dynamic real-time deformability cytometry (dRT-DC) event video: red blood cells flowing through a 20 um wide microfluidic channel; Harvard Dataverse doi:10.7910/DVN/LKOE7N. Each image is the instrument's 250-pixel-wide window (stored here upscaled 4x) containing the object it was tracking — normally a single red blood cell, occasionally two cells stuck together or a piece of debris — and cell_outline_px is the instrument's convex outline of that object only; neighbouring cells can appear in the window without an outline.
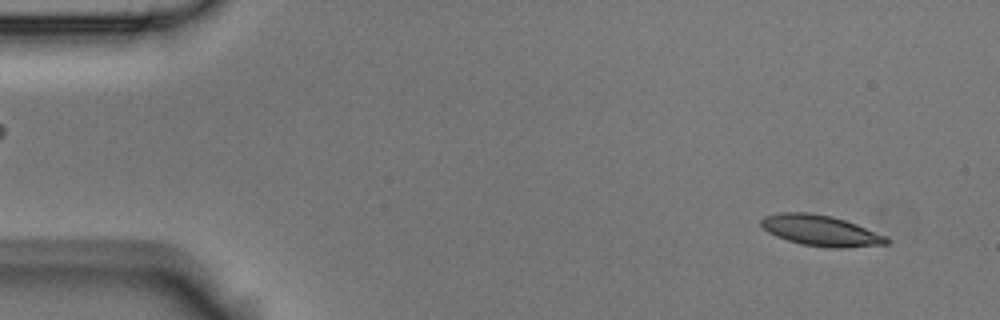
{"species": "Egyptian fruit bat (a non-hibernating species)", "species_latin": "Rousettus aegyptiacus", "temperature_condition": "room temperature", "stored_images_in_passage": 53, "camera_frame_rate_fps": 3000, "um_per_image_px": 0.085, "animal": {"sex": "male"}, "frame": {"image": 1, "passage_image": 3, "time_ms": 0.667, "image_size_px": [1000, 320], "cell_outline_px": [[888, 244], [844, 248], [828, 248], [800, 244], [776, 236], [768, 232], [760, 224], [760, 220], [764, 216], [780, 212], [808, 212], [832, 216], [856, 224], [884, 236], [888, 240]], "centroid_in_image_um": [69.71, 19.6], "position_along_channel_um": 15.3, "area_um2": 22.37}}
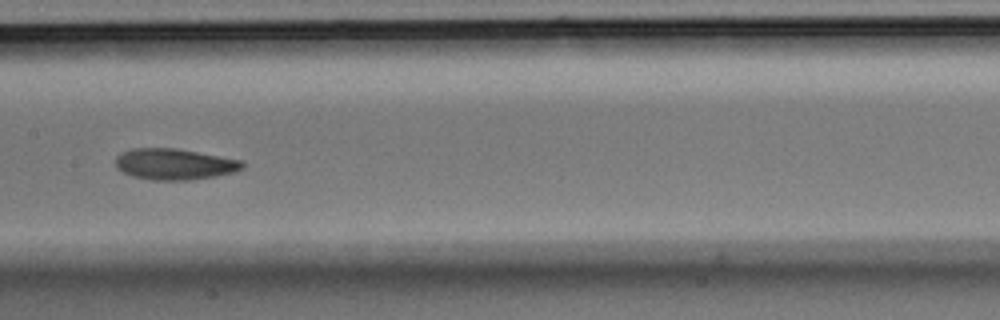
{"frame": {"image": 2, "passage_image": 26, "time_ms": 8.333, "image_size_px": [1000, 320], "cell_outline_px": [[244, 168], [232, 172], [216, 176], [188, 180], [152, 180], [132, 176], [116, 168], [116, 156], [120, 152], [132, 148], [176, 148], [240, 160], [244, 164]], "centroid_in_image_um": [14.78, 13.95], "position_along_channel_um": 192.6, "area_um2": 22.89}}
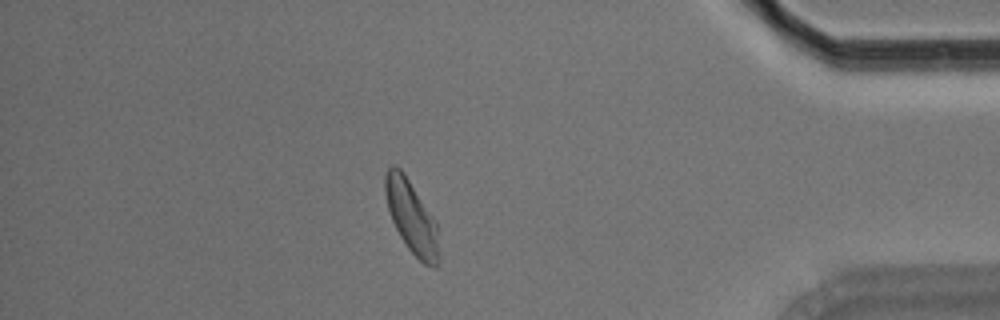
{"frame": {"image": 3, "passage_image": 46, "time_ms": 15.0, "image_size_px": [1000, 320], "cell_outline_px": [[436, 268], [424, 264], [408, 248], [400, 236], [392, 220], [388, 208], [384, 192], [384, 176], [388, 168], [392, 164], [396, 164], [404, 172], [436, 220]], "centroid_in_image_um": [34.92, 18.33], "position_along_channel_um": 400.3, "area_um2": 22.25}, "authors_computed_cell_mechanics": {"area_um2": 22.6576, "velocity_mm_per_s": 3.6839, "shape_relaxation_time_tau1_ms": 2.7233, "shape_relaxation_time_tau2_ms": 3.1865, "deformation_change_tau1": 0.1344, "deformation_change_tau2": 0.0967}}